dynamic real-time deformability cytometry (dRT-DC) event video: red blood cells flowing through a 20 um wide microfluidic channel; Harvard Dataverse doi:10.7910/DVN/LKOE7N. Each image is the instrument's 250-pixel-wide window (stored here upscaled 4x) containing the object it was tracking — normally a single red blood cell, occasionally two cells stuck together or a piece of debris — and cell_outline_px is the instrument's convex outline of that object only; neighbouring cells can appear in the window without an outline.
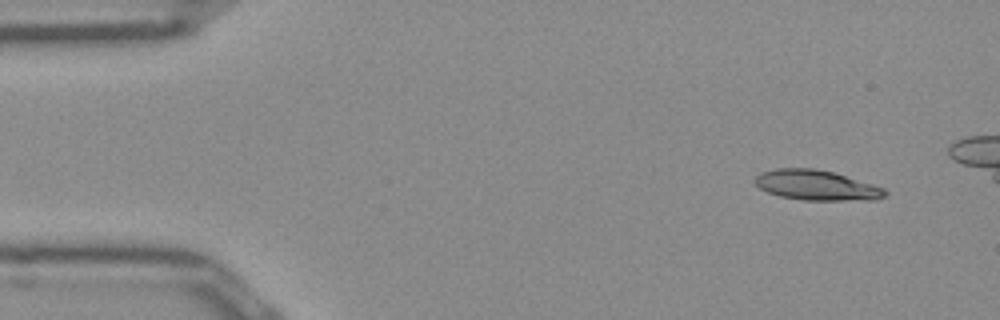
{"species": "Egyptian fruit bat (a non-hibernating species)", "species_latin": "Rousettus aegyptiacus", "temperature_condition": "room temperature", "stored_images_in_passage": 42, "camera_frame_rate_fps": 3000, "um_per_image_px": 0.085, "frame": {"image": 1, "passage_image": 1, "time_ms": 0.0, "image_size_px": [1000, 320], "cell_outline_px": [[888, 192], [884, 196], [876, 200], [804, 200], [780, 196], [768, 192], [760, 188], [752, 180], [756, 176], [764, 172], [776, 168], [812, 168], [832, 172], [872, 184], [884, 188]], "centroid_in_image_um": [69.4, 15.75], "position_along_channel_um": 15.6, "area_um2": 22.6}}
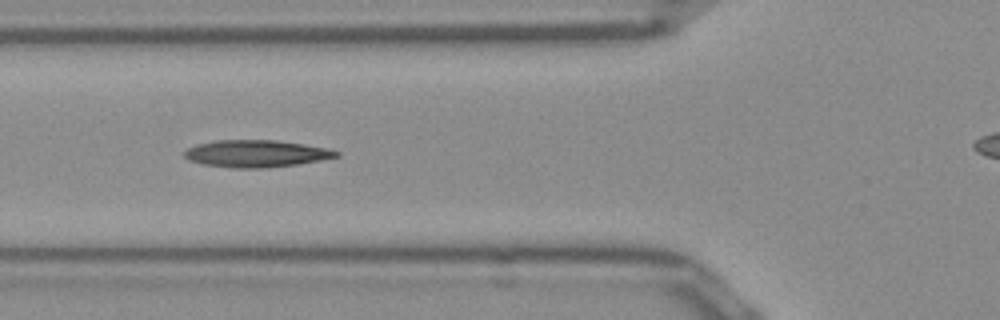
{"frame": {"image": 2, "passage_image": 15, "time_ms": 4.667, "image_size_px": [1000, 320], "cell_outline_px": [[340, 156], [320, 160], [296, 164], [264, 168], [232, 168], [204, 164], [188, 160], [184, 156], [184, 152], [188, 148], [196, 144], [216, 140], [276, 140], [304, 144], [324, 148], [340, 152]], "centroid_in_image_um": [21.74, 13.05], "position_along_channel_um": 104.1, "area_um2": 23.87}}
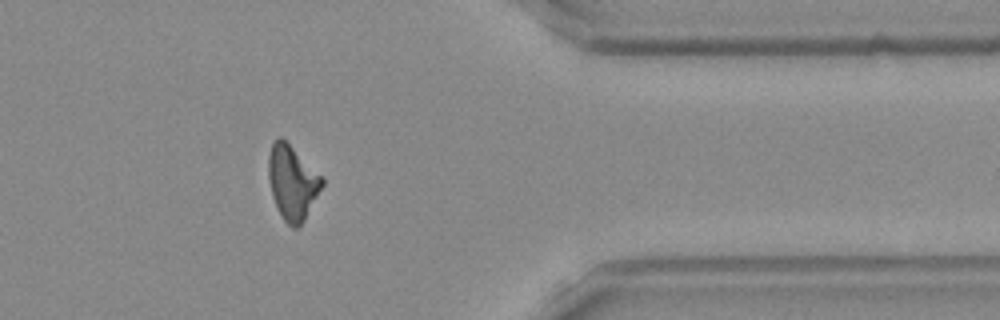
{"frame": {"image": 3, "passage_image": 38, "time_ms": 12.333, "image_size_px": [1000, 320], "cell_outline_px": [[324, 184], [304, 220], [296, 228], [292, 228], [284, 220], [272, 196], [268, 176], [268, 156], [272, 140], [276, 136], [280, 136], [324, 180]], "centroid_in_image_um": [24.81, 15.5], "position_along_channel_um": 386.6, "area_um2": 22.66}, "authors_computed_cell_mechanics": {"area_um2": 23.12, "velocity_mm_per_s": 3.9424, "shape_relaxation_time_tau1_ms": 9.1215, "shape_relaxation_time_tau2_ms": 6.9352, "deformation_change_tau1": 0.2403, "deformation_change_tau2": 0.1963}}